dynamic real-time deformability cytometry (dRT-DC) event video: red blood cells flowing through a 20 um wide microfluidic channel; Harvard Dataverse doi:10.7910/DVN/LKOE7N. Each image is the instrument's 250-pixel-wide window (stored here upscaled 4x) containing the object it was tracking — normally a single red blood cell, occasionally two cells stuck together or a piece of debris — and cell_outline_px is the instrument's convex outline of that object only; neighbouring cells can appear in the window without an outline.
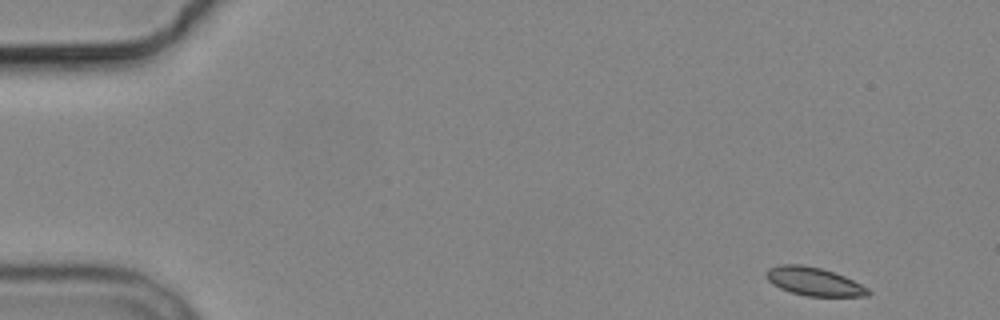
{"species": "common noctule bat (a hibernating species)", "species_latin": "Nyctalus noctula", "temperature_condition": "cold", "stored_images_in_passage": 5, "camera_frame_rate_fps": 3000, "um_per_image_px": 0.085, "animal": {"sex": "male", "body_mass_g": 19.2, "forearm_length_mm": 51.8}, "frame": {"image": 1, "passage_image": 1, "time_ms": 0.0, "image_size_px": [1000, 320], "cell_outline_px": [[872, 292], [868, 296], [808, 296], [792, 292], [780, 288], [772, 284], [764, 276], [764, 272], [768, 268], [780, 264], [800, 264], [820, 268], [844, 276], [868, 288]], "centroid_in_image_um": [69.14, 23.92], "position_along_channel_um": 15.9, "area_um2": 16.76}}
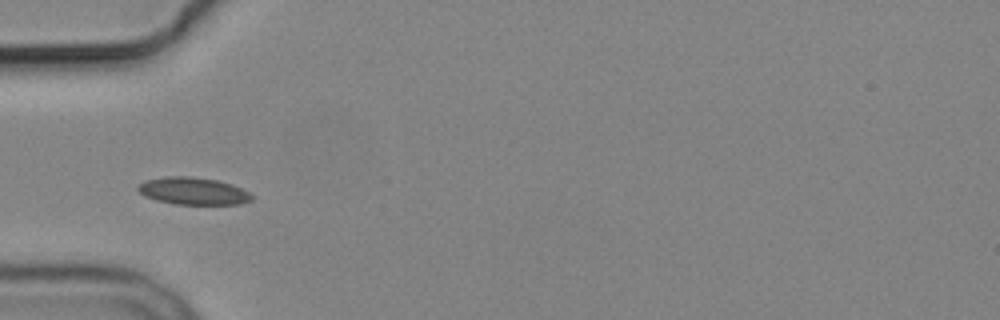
{"frame": {"image": 2, "passage_image": 4, "time_ms": 4.667, "image_size_px": [1000, 320], "cell_outline_px": [[252, 200], [240, 204], [176, 204], [156, 200], [144, 196], [136, 188], [144, 180], [164, 176], [188, 176], [216, 180], [232, 184], [248, 192], [252, 196]], "centroid_in_image_um": [16.39, 16.23], "position_along_channel_um": 68.6, "area_um2": 18.03}}
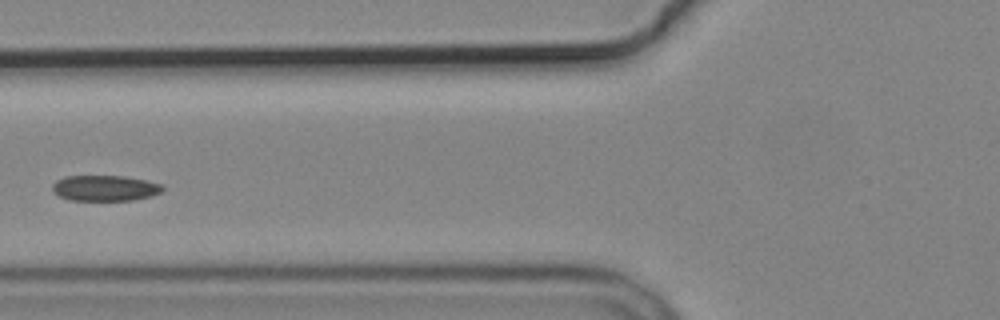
{"frame": {"image": 3, "passage_image": 5, "time_ms": 6.0, "image_size_px": [1000, 320], "cell_outline_px": [[164, 188], [160, 192], [152, 196], [132, 200], [72, 200], [60, 196], [52, 188], [52, 184], [56, 180], [64, 176], [124, 176], [164, 184]], "centroid_in_image_um": [8.94, 15.98], "position_along_channel_um": 116.9, "area_um2": 16.42}}